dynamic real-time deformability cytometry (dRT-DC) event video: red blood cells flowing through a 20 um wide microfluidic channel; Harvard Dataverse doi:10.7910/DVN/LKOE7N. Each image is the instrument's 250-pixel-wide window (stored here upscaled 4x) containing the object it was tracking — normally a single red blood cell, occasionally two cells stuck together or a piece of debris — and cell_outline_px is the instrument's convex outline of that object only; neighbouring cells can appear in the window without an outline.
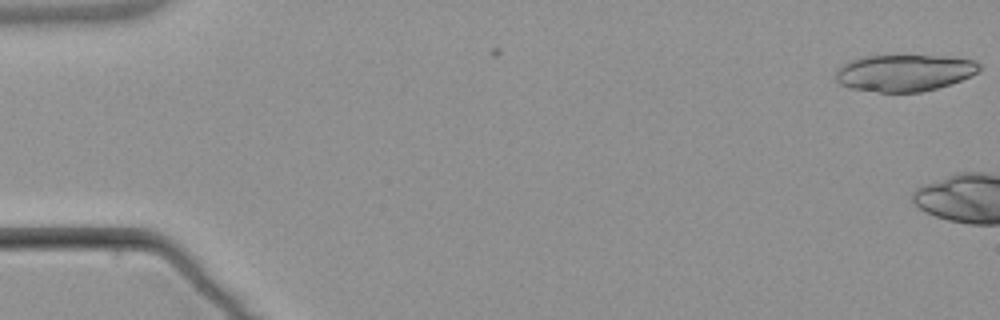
{"species": "common noctule bat (a hibernating species)", "species_latin": "Nyctalus noctula", "temperature_condition": "warm", "stored_images_in_passage": 3, "camera_frame_rate_fps": 3000, "um_per_image_px": 0.085, "animal": {"sex": "male", "body_mass_g": 21.5, "forearm_length_mm": 52.0}, "frame": {"image": 1, "passage_image": 1, "time_ms": 0.0, "image_size_px": [1000, 320], "cell_outline_px": [[980, 68], [972, 76], [936, 88], [920, 92], [880, 92], [848, 88], [840, 84], [832, 76], [836, 68], [840, 64], [848, 60], [860, 56], [952, 56], [976, 60], [980, 64]], "centroid_in_image_um": [76.8, 6.18], "position_along_channel_um": 8.2, "area_um2": 31.21}}